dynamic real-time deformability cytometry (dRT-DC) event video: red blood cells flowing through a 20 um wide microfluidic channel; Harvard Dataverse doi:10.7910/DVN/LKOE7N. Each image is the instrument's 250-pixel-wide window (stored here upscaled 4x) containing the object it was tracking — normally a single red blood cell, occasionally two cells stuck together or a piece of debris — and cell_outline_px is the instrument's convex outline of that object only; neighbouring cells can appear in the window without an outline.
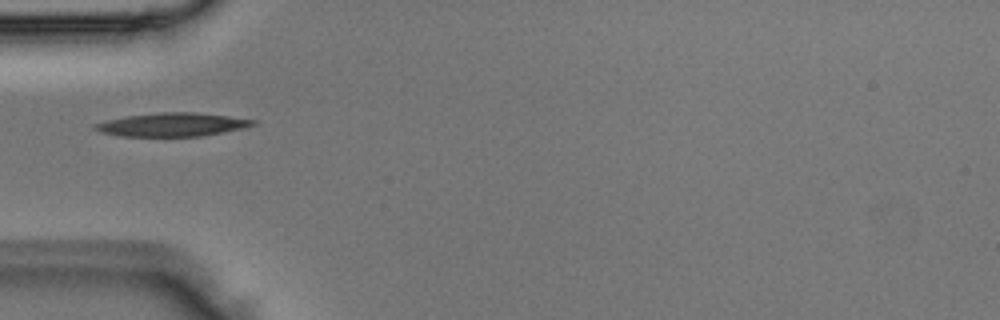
{"species": "Egyptian fruit bat (a non-hibernating species)", "species_latin": "Rousettus aegyptiacus", "temperature_condition": "room temperature", "stored_images_in_passage": 1, "camera_frame_rate_fps": 3000, "um_per_image_px": 0.085, "animal": {"sex": "male"}, "frame": {"image": 1, "passage_image": 1, "time_ms": 0.0, "image_size_px": [1000, 320], "cell_outline_px": [[256, 124], [244, 128], [204, 136], [120, 136], [100, 132], [92, 128], [92, 124], [108, 120], [128, 116], [160, 112], [196, 112], [228, 116], [256, 120]], "centroid_in_image_um": [14.64, 10.59], "position_along_channel_um": 70.4, "area_um2": 21.62}}